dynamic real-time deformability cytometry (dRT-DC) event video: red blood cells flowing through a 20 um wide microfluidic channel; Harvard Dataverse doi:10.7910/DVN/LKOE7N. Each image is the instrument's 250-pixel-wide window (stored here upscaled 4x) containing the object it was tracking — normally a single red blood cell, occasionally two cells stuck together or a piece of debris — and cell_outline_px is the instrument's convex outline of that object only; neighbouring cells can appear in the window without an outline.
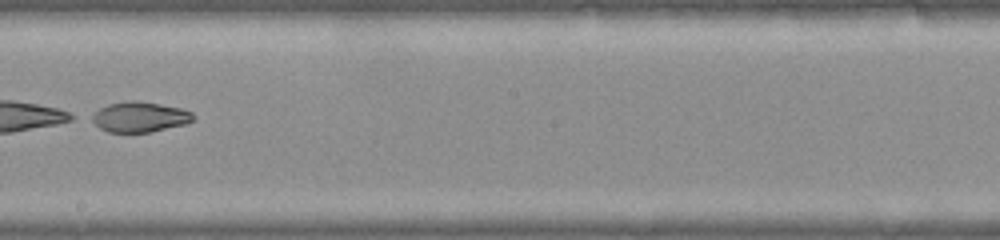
{"species": "common noctule bat (a hibernating species)", "species_latin": "Nyctalus noctula", "temperature_condition": "warm", "stored_images_in_passage": 40, "camera_frame_rate_fps": 3000, "um_per_image_px": 0.085, "animal": {"sex": "female", "body_mass_g": 22.0, "forearm_length_mm": 56.7}, "frame": {"image": 1, "passage_image": 23, "time_ms": 7.333, "image_size_px": [1000, 240], "cell_outline_px": [[196, 116], [192, 120], [184, 124], [148, 132], [108, 132], [100, 128], [88, 120], [88, 116], [100, 108], [108, 104], [128, 100], [136, 100], [160, 104], [180, 108], [192, 112]], "centroid_in_image_um": [11.8, 9.93], "position_along_channel_um": 236.4, "area_um2": 17.98}}